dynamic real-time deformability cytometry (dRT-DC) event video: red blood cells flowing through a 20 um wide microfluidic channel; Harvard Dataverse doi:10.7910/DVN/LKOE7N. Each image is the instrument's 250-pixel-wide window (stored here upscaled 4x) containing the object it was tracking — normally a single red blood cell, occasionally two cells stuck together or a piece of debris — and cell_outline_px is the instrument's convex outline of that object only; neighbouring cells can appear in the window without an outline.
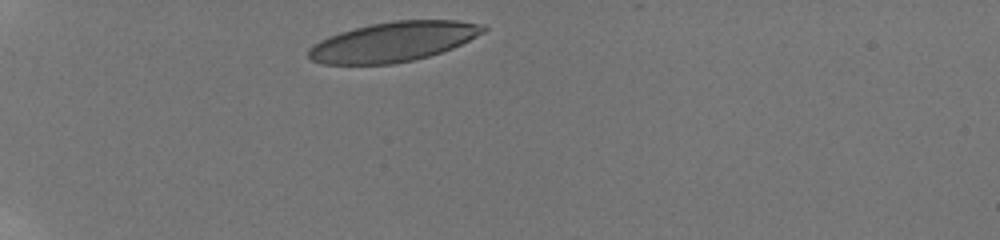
{"species": "human", "species_latin": "Homo sapiens", "temperature_condition": "room temperature", "stored_images_in_passage": 5, "camera_frame_rate_fps": 3000, "um_per_image_px": 0.085, "donor": {"sex": "male"}, "frame": {"image": 1, "passage_image": 1, "time_ms": 0.0, "image_size_px": [1000, 240], "cell_outline_px": [[488, 28], [484, 32], [452, 48], [428, 56], [412, 60], [392, 64], [324, 64], [312, 60], [308, 56], [308, 48], [320, 40], [328, 36], [340, 32], [372, 24], [392, 20], [456, 20], [484, 24]], "centroid_in_image_um": [33.43, 3.54], "position_along_channel_um": 51.6, "area_um2": 40.23}}
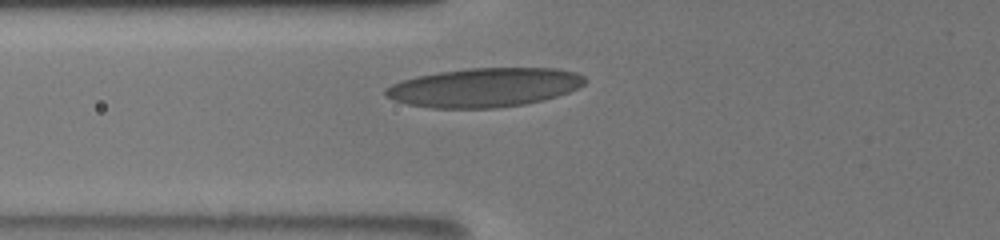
{"frame": {"image": 2, "passage_image": 4, "time_ms": 2.0, "image_size_px": [1000, 240], "cell_outline_px": [[588, 80], [580, 88], [544, 100], [524, 104], [496, 108], [432, 108], [408, 104], [392, 100], [384, 96], [384, 88], [400, 80], [416, 76], [440, 72], [468, 68], [556, 68], [576, 72], [584, 76]], "centroid_in_image_um": [41.16, 7.43], "position_along_channel_um": 84.6, "area_um2": 45.66}}